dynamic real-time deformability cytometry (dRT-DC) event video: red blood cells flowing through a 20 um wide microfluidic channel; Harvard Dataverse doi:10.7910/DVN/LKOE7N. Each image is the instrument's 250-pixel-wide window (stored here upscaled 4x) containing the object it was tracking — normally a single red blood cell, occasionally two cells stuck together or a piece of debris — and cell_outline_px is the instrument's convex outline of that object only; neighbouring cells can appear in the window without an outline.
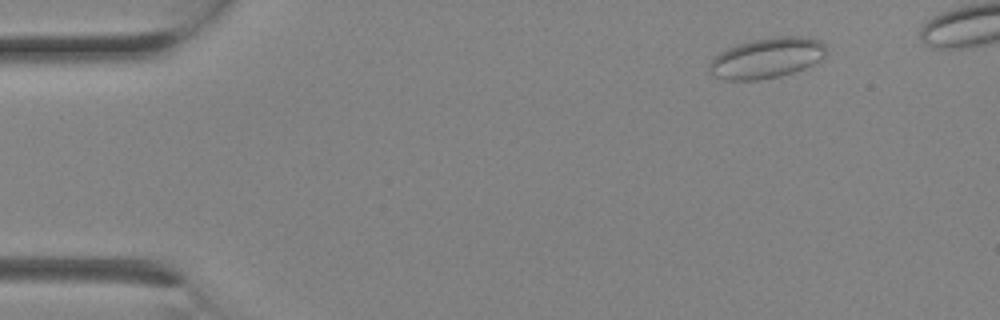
{"species": "Egyptian fruit bat (a non-hibernating species)", "species_latin": "Rousettus aegyptiacus", "temperature_condition": "room temperature", "stored_images_in_passage": 3, "camera_frame_rate_fps": 3000, "um_per_image_px": 0.085, "animal": {"sex": "female"}, "frame": {"image": 1, "passage_image": 1, "time_ms": 0.0, "image_size_px": [1000, 320], "cell_outline_px": [[824, 56], [820, 60], [804, 68], [780, 76], [760, 80], [724, 80], [708, 72], [708, 64], [720, 52], [736, 44], [752, 40], [776, 36], [800, 36], [816, 40], [824, 44]], "centroid_in_image_um": [65.12, 4.94], "position_along_channel_um": 19.9, "area_um2": 27.34}}